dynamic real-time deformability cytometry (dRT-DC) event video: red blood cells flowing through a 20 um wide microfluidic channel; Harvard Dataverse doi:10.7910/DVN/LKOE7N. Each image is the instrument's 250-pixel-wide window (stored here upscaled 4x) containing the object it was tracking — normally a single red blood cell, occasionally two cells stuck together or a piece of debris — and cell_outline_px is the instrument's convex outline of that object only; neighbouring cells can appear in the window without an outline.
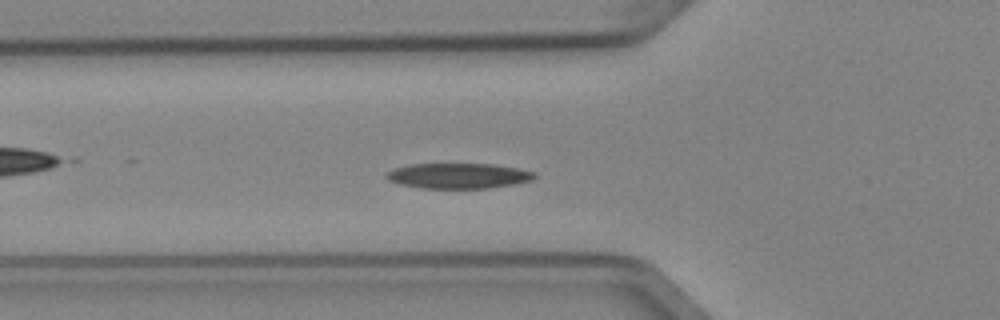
{"species": "Egyptian fruit bat (a non-hibernating species)", "species_latin": "Rousettus aegyptiacus", "temperature_condition": "cold", "stored_images_in_passage": 49, "camera_frame_rate_fps": 3000, "um_per_image_px": 0.085, "animal": {"sex": "female"}, "frame": {"image": 1, "passage_image": 15, "time_ms": 4.667, "image_size_px": [1000, 320], "cell_outline_px": [[536, 176], [532, 180], [512, 184], [488, 188], [420, 188], [400, 184], [388, 180], [384, 176], [392, 168], [408, 164], [492, 164], [520, 168], [536, 172]], "centroid_in_image_um": [38.94, 14.93], "position_along_channel_um": 86.9, "area_um2": 21.96}, "authors_computed_cell_mechanics": {"area_um2": 21.2704, "velocity_mm_per_s": 3.9071, "shape_relaxation_time_tau1_ms": 3.3258, "shape_relaxation_time_tau2_ms": null, "deformation_change_tau1": 0.1161, "deformation_change_tau2": null}}